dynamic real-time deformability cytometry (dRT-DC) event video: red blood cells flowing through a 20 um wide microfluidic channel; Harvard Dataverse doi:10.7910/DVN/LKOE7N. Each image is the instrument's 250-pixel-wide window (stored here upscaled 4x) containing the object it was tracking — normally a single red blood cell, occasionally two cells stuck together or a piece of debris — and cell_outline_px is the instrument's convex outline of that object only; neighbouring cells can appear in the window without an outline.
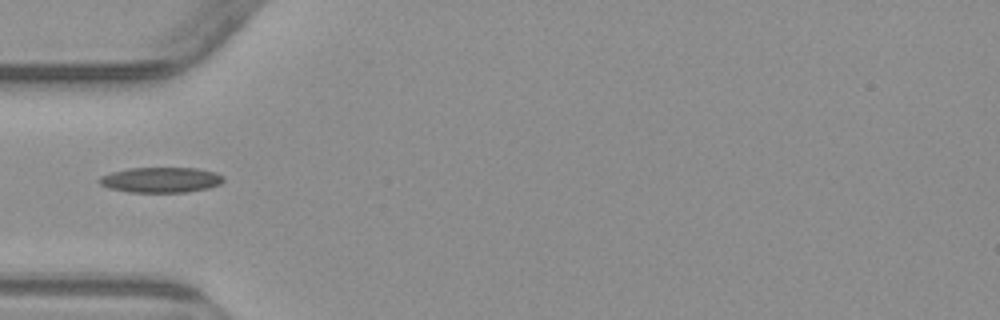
{"species": "common noctule bat (a hibernating species)", "species_latin": "Nyctalus noctula", "temperature_condition": "warm", "stored_images_in_passage": 4, "camera_frame_rate_fps": 3000, "um_per_image_px": 0.085, "animal": {"sex": "male", "body_mass_g": 23.1, "forearm_length_mm": 52.7}, "frame": {"image": 1, "passage_image": 3, "time_ms": 2.667, "image_size_px": [1000, 320], "cell_outline_px": [[224, 180], [220, 184], [208, 188], [184, 192], [128, 192], [108, 188], [100, 184], [96, 180], [100, 176], [112, 172], [128, 168], [196, 168], [216, 172], [224, 176]], "centroid_in_image_um": [13.65, 15.29], "position_along_channel_um": 71.3, "area_um2": 18.44}}
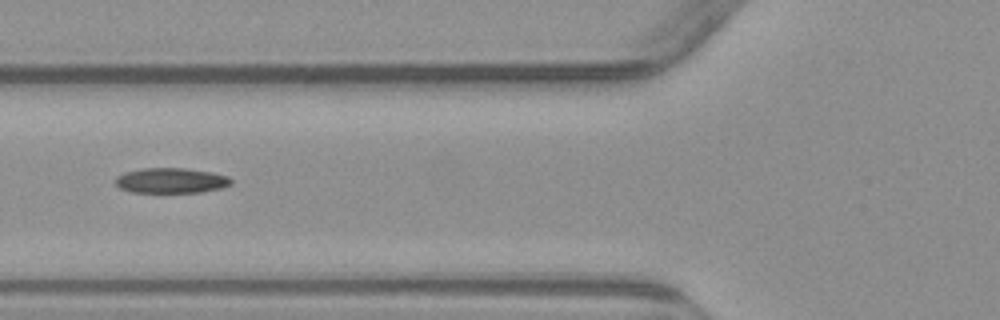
{"frame": {"image": 2, "passage_image": 4, "time_ms": 3.667, "image_size_px": [1000, 320], "cell_outline_px": [[232, 184], [224, 188], [200, 192], [132, 192], [120, 188], [112, 180], [116, 176], [124, 172], [144, 168], [184, 168], [212, 172], [228, 176], [232, 180]], "centroid_in_image_um": [14.54, 15.34], "position_along_channel_um": 111.3, "area_um2": 17.17}}